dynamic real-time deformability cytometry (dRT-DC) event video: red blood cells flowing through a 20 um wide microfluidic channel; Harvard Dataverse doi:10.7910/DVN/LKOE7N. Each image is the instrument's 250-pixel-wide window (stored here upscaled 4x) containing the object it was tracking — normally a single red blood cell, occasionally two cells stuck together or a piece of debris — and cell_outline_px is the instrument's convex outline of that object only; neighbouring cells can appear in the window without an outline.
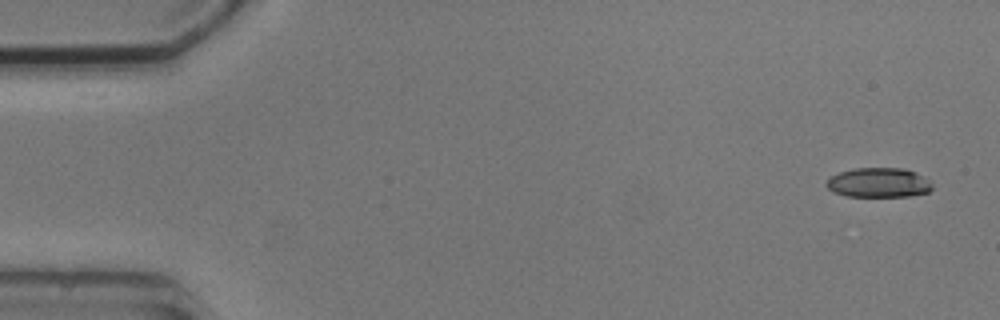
{"species": "common noctule bat (a hibernating species)", "species_latin": "Nyctalus noctula", "temperature_condition": "cold", "stored_images_in_passage": 6, "camera_frame_rate_fps": 3000, "um_per_image_px": 0.085, "animal": {"sex": "male", "body_mass_g": 20.5, "forearm_length_mm": 52.5}, "frame": {"image": 1, "passage_image": 6, "time_ms": 6.667, "image_size_px": [1000, 320], "cell_outline_px": [[932, 188], [928, 192], [908, 196], [848, 196], [832, 192], [824, 184], [832, 176], [840, 172], [852, 168], [904, 168], [928, 176], [932, 184]], "centroid_in_image_um": [74.72, 15.51], "position_along_channel_um": 10.3, "area_um2": 18.44}}